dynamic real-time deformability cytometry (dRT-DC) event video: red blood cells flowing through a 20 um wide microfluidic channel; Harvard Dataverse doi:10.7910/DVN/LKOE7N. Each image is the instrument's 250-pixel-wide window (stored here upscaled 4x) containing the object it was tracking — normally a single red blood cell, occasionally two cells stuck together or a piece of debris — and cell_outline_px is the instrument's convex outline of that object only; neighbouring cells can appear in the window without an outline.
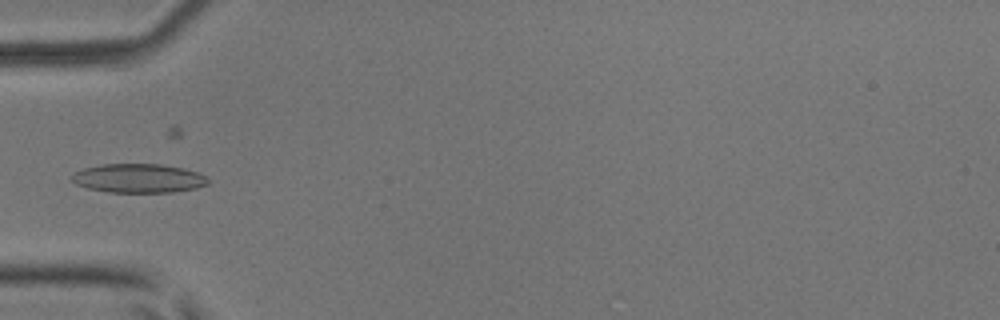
{"species": "common noctule bat (a hibernating species)", "species_latin": "Nyctalus noctula", "temperature_condition": "room temperature", "stored_images_in_passage": 5, "camera_frame_rate_fps": 3000, "um_per_image_px": 0.085, "animal": {"sex": "male", "body_mass_g": 17.9, "forearm_length_mm": 54.2}, "frame": {"image": 1, "passage_image": 4, "time_ms": 1.0, "image_size_px": [1000, 320], "cell_outline_px": [[208, 184], [196, 188], [172, 192], [108, 192], [88, 188], [76, 184], [72, 180], [72, 172], [84, 168], [104, 164], [160, 164], [184, 168], [196, 172], [204, 176], [208, 180]], "centroid_in_image_um": [11.75, 15.15], "position_along_channel_um": 73.2, "area_um2": 22.89}}
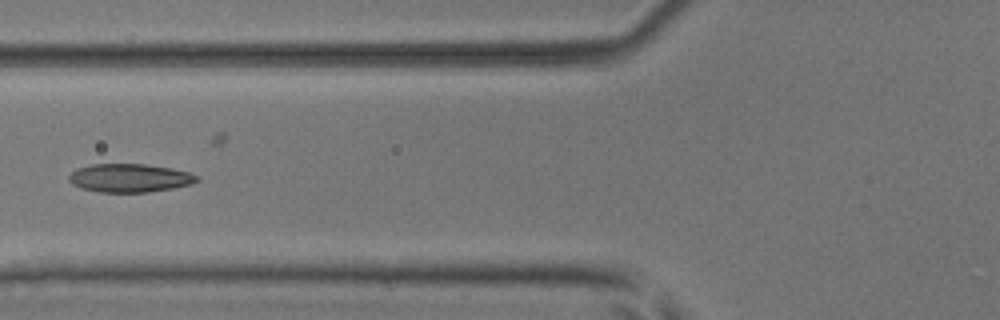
{"frame": {"image": 2, "passage_image": 5, "time_ms": 1.333, "image_size_px": [1000, 320], "cell_outline_px": [[200, 180], [192, 184], [172, 188], [148, 192], [100, 192], [80, 188], [72, 184], [68, 180], [68, 176], [76, 168], [92, 164], [144, 164], [172, 168], [188, 172], [200, 176]], "centroid_in_image_um": [11.02, 15.13], "position_along_channel_um": 114.8, "area_um2": 21.33}}